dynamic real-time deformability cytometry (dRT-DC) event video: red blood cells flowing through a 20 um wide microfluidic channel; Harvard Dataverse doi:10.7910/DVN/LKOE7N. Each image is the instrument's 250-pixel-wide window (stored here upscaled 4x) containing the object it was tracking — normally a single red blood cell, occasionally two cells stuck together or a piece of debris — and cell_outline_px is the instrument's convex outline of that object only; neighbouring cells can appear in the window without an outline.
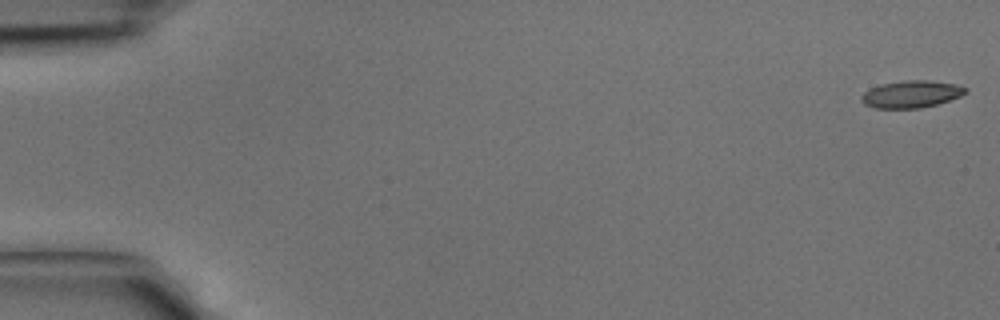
{"species": "common noctule bat (a hibernating species)", "species_latin": "Nyctalus noctula", "temperature_condition": "cold", "stored_images_in_passage": 42, "camera_frame_rate_fps": 3000, "um_per_image_px": 0.085, "animal": {"sex": "male", "body_mass_g": 15.6}, "frame": {"image": 1, "passage_image": 1, "time_ms": 0.0, "image_size_px": [1000, 320], "cell_outline_px": [[968, 92], [960, 96], [936, 104], [920, 108], [872, 108], [864, 104], [860, 100], [860, 96], [864, 92], [880, 84], [904, 80], [924, 80], [956, 84], [968, 88]], "centroid_in_image_um": [77.43, 8.0], "position_along_channel_um": 7.6, "area_um2": 16.47}}
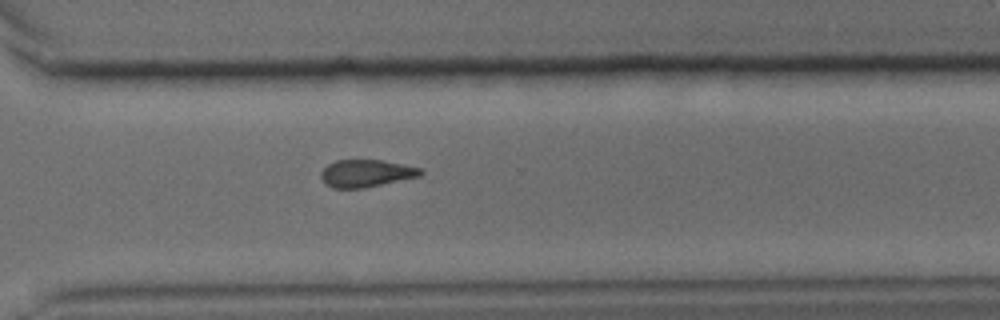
{"frame": {"image": 2, "passage_image": 31, "time_ms": 10.0, "image_size_px": [1000, 320], "cell_outline_px": [[424, 172], [420, 176], [364, 188], [332, 188], [324, 184], [320, 176], [320, 172], [328, 164], [336, 160], [380, 160], [420, 168]], "centroid_in_image_um": [31.07, 14.74], "position_along_channel_um": 339.5, "area_um2": 15.84}}
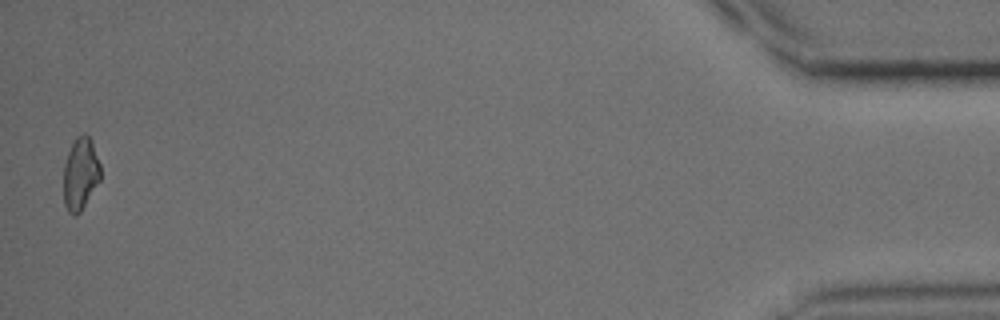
{"frame": {"image": 3, "passage_image": 42, "time_ms": 13.667, "image_size_px": [1000, 320], "cell_outline_px": [[100, 180], [80, 212], [76, 216], [72, 216], [68, 212], [64, 204], [64, 164], [68, 152], [76, 136], [84, 132], [92, 140], [100, 164]], "centroid_in_image_um": [6.84, 14.77], "position_along_channel_um": 428.4, "area_um2": 15.66}}